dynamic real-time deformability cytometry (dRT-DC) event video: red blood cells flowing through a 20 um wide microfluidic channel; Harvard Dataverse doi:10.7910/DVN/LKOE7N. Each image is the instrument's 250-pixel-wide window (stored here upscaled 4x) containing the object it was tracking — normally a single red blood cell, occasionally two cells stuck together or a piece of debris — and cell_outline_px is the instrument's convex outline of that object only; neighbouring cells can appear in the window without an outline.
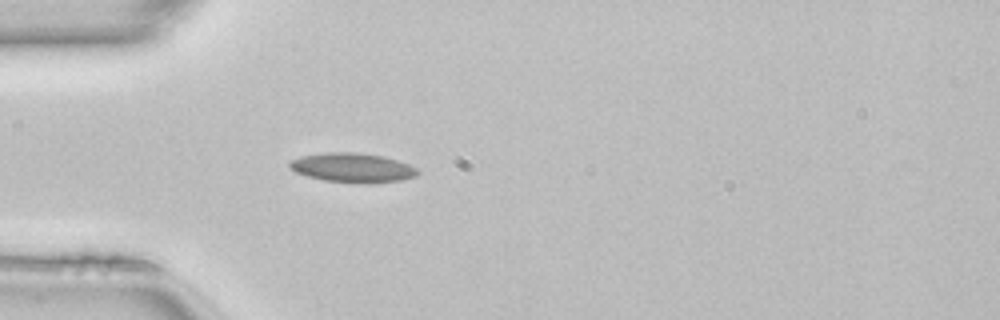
{"species": "common noctule bat (a hibernating species)", "species_latin": "Nyctalus noctula", "temperature_condition": "room temperature", "stored_images_in_passage": 36, "camera_frame_rate_fps": 3000, "um_per_image_px": 0.085, "animal": {"sex": "female", "body_mass_g": 22.7, "forearm_length_mm": 54.2}, "frame": {"image": 1, "passage_image": 6, "time_ms": 1.667, "image_size_px": [1000, 320], "cell_outline_px": [[420, 172], [416, 176], [400, 180], [368, 184], [360, 184], [324, 180], [308, 176], [296, 172], [288, 168], [288, 160], [300, 156], [324, 152], [356, 152], [384, 156], [408, 164], [416, 168]], "centroid_in_image_um": [29.92, 14.25], "position_along_channel_um": 55.1, "area_um2": 22.2}, "authors_computed_cell_mechanics": {"area_um2": 20.3167, "velocity_mm_per_s": 4.1257, "shape_relaxation_time_tau1_ms": 10.5411, "shape_relaxation_time_tau2_ms": 5.3367, "deformation_change_tau1": 0.1845, "deformation_change_tau2": 0.1103}}